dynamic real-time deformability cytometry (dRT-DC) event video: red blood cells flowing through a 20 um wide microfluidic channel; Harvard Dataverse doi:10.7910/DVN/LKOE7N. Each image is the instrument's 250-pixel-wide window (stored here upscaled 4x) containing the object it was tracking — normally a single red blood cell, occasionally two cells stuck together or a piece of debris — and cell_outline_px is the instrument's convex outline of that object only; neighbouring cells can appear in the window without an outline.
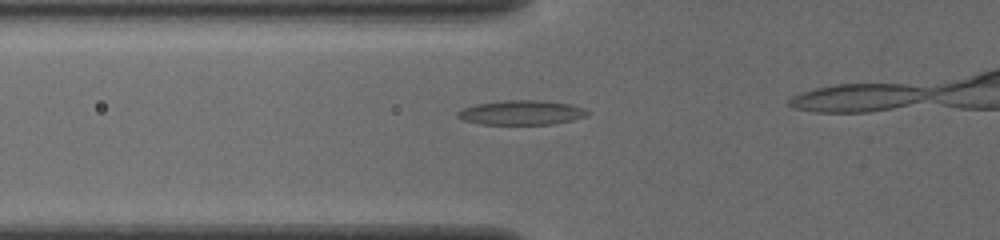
{"species": "common noctule bat (a hibernating species)", "species_latin": "Nyctalus noctula", "temperature_condition": "cold", "stored_images_in_passage": 20, "camera_frame_rate_fps": 3000, "um_per_image_px": 0.085, "animal": {"sex": "female", "body_mass_g": 19.5, "forearm_length_mm": 54.1}, "frame": {"image": 1, "passage_image": 15, "time_ms": 4.667, "image_size_px": [1000, 240], "cell_outline_px": [[592, 112], [588, 116], [572, 120], [552, 124], [480, 124], [464, 120], [456, 116], [456, 112], [460, 108], [476, 104], [504, 100], [540, 100], [572, 104], [584, 108]], "centroid_in_image_um": [44.34, 9.56], "position_along_channel_um": 81.5, "area_um2": 18.79}}